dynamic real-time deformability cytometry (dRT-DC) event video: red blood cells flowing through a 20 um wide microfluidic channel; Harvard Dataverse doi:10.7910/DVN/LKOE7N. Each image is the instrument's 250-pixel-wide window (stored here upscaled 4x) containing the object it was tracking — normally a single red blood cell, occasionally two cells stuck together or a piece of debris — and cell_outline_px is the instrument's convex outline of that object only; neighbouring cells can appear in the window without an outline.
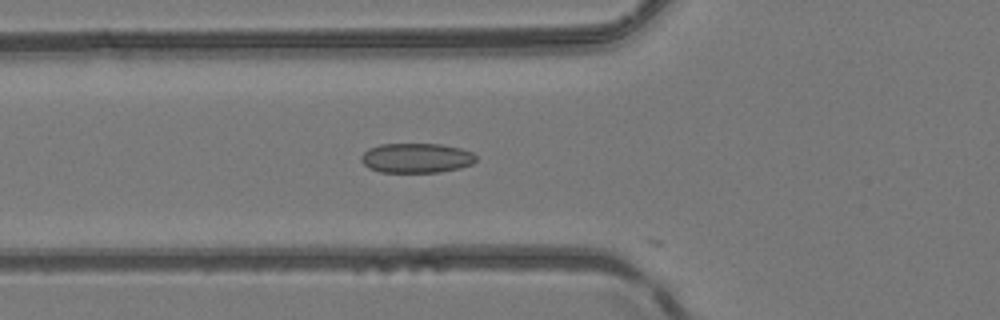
{"species": "common noctule bat (a hibernating species)", "species_latin": "Nyctalus noctula", "temperature_condition": "room temperature", "stored_images_in_passage": 23, "camera_frame_rate_fps": 3000, "um_per_image_px": 0.085, "animal": {"sex": "female", "body_mass_g": 24.6, "forearm_length_mm": 56.2}, "frame": {"image": 1, "passage_image": 19, "time_ms": 6.0, "image_size_px": [1000, 320], "cell_outline_px": [[476, 160], [472, 164], [460, 168], [440, 172], [380, 172], [368, 168], [360, 160], [360, 156], [368, 148], [380, 144], [440, 144], [460, 148], [472, 152], [476, 156]], "centroid_in_image_um": [35.37, 13.43], "position_along_channel_um": 90.4, "area_um2": 20.0}}
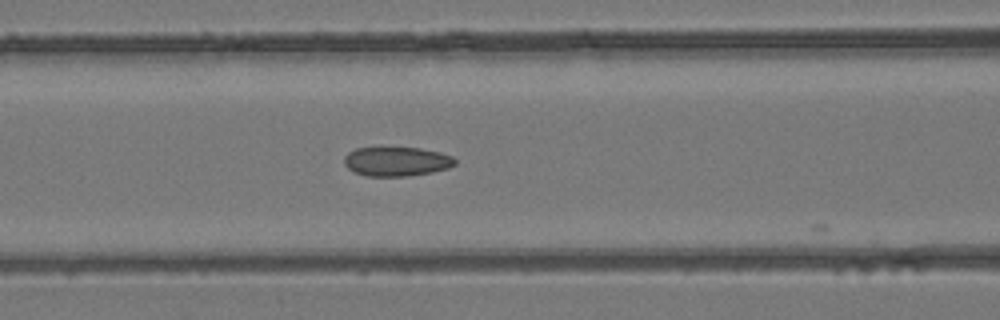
{"frame": {"image": 2, "passage_image": 22, "time_ms": 7.0, "image_size_px": [1000, 320], "cell_outline_px": [[456, 164], [448, 168], [432, 172], [408, 176], [368, 176], [352, 172], [344, 164], [344, 156], [348, 152], [356, 148], [420, 148], [440, 152], [452, 156], [456, 160]], "centroid_in_image_um": [33.7, 13.73], "position_along_channel_um": 132.9, "area_um2": 18.96}}